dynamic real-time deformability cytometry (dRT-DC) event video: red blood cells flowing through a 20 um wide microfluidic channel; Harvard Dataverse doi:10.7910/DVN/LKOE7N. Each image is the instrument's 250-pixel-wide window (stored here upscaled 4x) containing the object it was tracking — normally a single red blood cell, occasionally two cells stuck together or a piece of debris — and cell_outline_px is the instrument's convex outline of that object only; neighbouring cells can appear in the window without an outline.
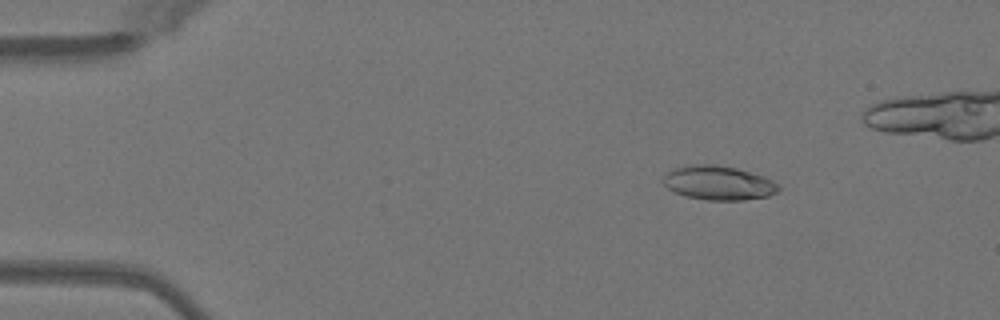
{"species": "Egyptian fruit bat (a non-hibernating species)", "species_latin": "Rousettus aegyptiacus", "temperature_condition": "warm", "stored_images_in_passage": 46, "camera_frame_rate_fps": 3000, "um_per_image_px": 0.085, "animal": {"sex": "female"}, "frame": {"image": 1, "passage_image": 8, "time_ms": 2.333, "image_size_px": [1000, 320], "cell_outline_px": [[780, 188], [776, 192], [768, 196], [744, 200], [708, 200], [688, 196], [676, 192], [668, 188], [664, 184], [664, 176], [668, 172], [676, 168], [692, 164], [712, 164], [736, 168], [764, 176], [780, 184]], "centroid_in_image_um": [61.12, 15.54], "position_along_channel_um": 23.9, "area_um2": 22.72}}
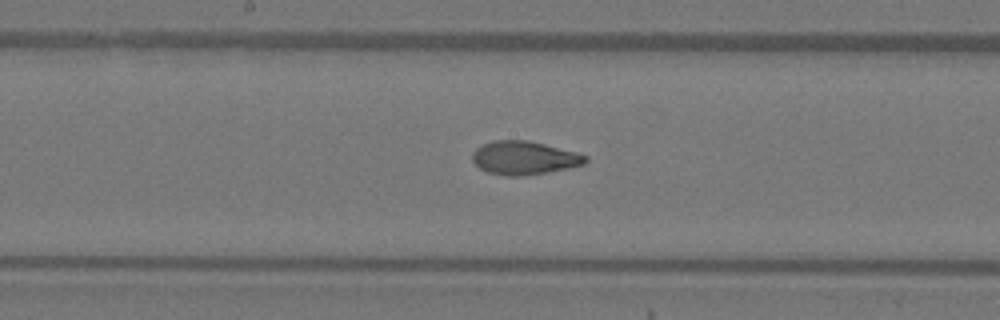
{"frame": {"image": 2, "passage_image": 27, "time_ms": 8.667, "image_size_px": [1000, 320], "cell_outline_px": [[588, 160], [584, 164], [568, 168], [520, 176], [504, 176], [488, 172], [480, 168], [472, 160], [472, 152], [476, 148], [492, 140], [528, 140], [576, 152], [588, 156]], "centroid_in_image_um": [44.54, 13.41], "position_along_channel_um": 203.7, "area_um2": 21.91}}
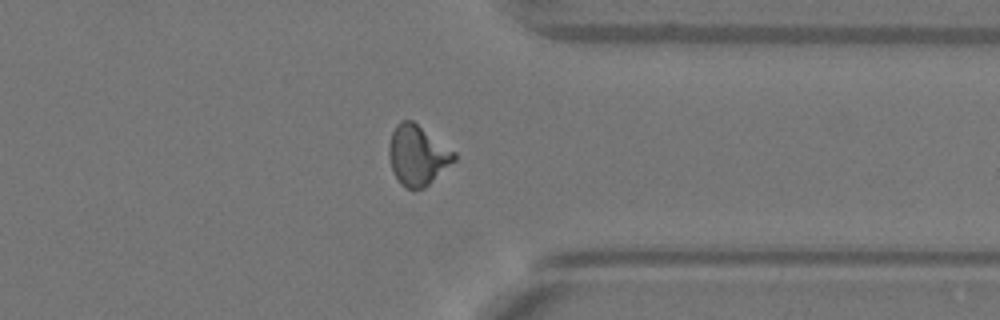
{"frame": {"image": 3, "passage_image": 40, "time_ms": 13.0, "image_size_px": [1000, 320], "cell_outline_px": [[456, 160], [424, 188], [404, 188], [400, 184], [392, 172], [388, 156], [388, 148], [392, 132], [396, 124], [400, 120], [412, 120], [456, 152]], "centroid_in_image_um": [35.47, 13.19], "position_along_channel_um": 375.9, "area_um2": 22.89}, "authors_computed_cell_mechanics": {"area_um2": 22.0507, "velocity_mm_per_s": 4.0742, "shape_relaxation_time_tau1_ms": 4.8284, "shape_relaxation_time_tau2_ms": 1.0343, "deformation_change_tau1": 0.2059, "deformation_change_tau2": 0.0696}}